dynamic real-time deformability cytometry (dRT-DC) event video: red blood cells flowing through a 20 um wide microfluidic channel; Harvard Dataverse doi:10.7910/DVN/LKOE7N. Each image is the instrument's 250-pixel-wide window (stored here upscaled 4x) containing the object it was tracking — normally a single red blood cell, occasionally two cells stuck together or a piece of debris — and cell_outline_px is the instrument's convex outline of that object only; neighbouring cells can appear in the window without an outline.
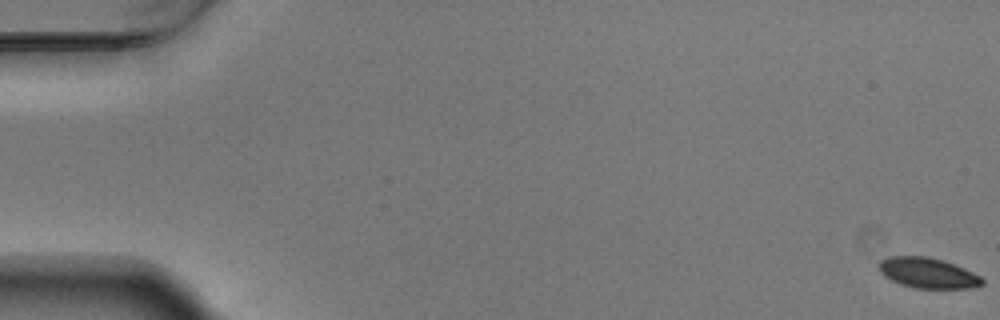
{"species": "Egyptian fruit bat (a non-hibernating species)", "species_latin": "Rousettus aegyptiacus", "temperature_condition": "warm", "stored_images_in_passage": 56, "camera_frame_rate_fps": 3000, "um_per_image_px": 0.085, "animal": {"sex": "male"}, "frame": {"image": 1, "passage_image": 1, "time_ms": 0.0, "image_size_px": [1000, 320], "cell_outline_px": [[984, 284], [976, 288], [912, 288], [900, 284], [884, 276], [880, 272], [880, 260], [892, 256], [928, 256], [964, 268], [980, 276], [984, 280]], "centroid_in_image_um": [78.88, 23.21], "position_along_channel_um": 6.1, "area_um2": 18.21}}
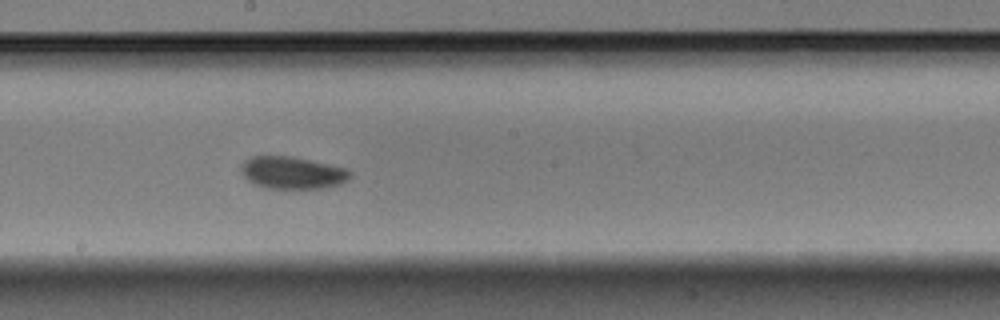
{"frame": {"image": 2, "passage_image": 32, "time_ms": 10.333, "image_size_px": [1000, 320], "cell_outline_px": [[352, 176], [348, 180], [340, 184], [324, 188], [264, 188], [248, 180], [244, 176], [240, 168], [240, 164], [244, 160], [252, 156], [292, 156], [348, 168], [352, 172]], "centroid_in_image_um": [24.87, 14.67], "position_along_channel_um": 223.3, "area_um2": 20.69}}
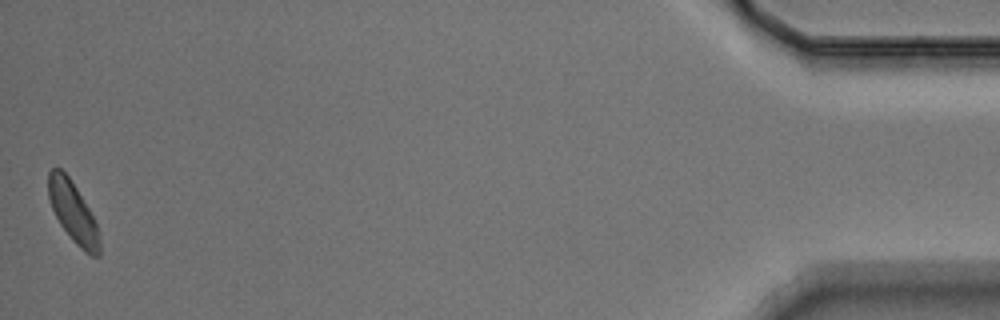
{"frame": {"image": 3, "passage_image": 56, "time_ms": 18.333, "image_size_px": [1000, 320], "cell_outline_px": [[100, 256], [92, 256], [84, 252], [72, 240], [60, 224], [52, 208], [48, 196], [48, 172], [52, 168], [60, 168], [68, 176], [76, 188], [88, 208], [96, 224], [100, 240]], "centroid_in_image_um": [6.2, 18.05], "position_along_channel_um": 429.0, "area_um2": 17.8}, "authors_computed_cell_mechanics": {"area_um2": 19.5075, "velocity_mm_per_s": 3.6895, "shape_relaxation_time_tau1_ms": 2.3615, "shape_relaxation_time_tau2_ms": null, "deformation_change_tau1": 0.0868, "deformation_change_tau2": null}}